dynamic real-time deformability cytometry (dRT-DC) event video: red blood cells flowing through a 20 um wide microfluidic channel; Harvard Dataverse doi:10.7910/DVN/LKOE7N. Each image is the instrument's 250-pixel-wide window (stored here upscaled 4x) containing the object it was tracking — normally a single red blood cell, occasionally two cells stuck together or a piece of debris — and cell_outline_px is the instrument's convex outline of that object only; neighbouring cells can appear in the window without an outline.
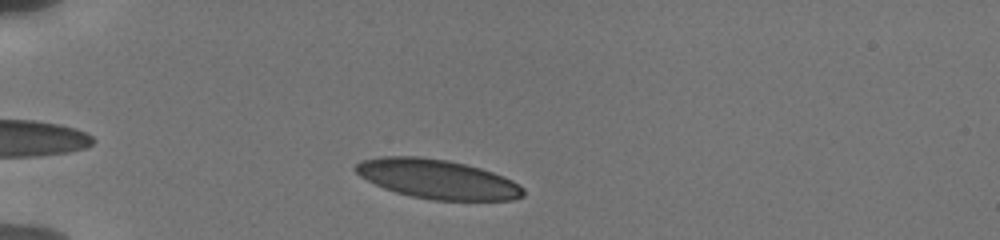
{"species": "human", "species_latin": "Homo sapiens", "temperature_condition": "cold", "stored_images_in_passage": 26, "camera_frame_rate_fps": 3000, "um_per_image_px": 0.085, "donor": {"sex": "male"}, "frame": {"image": 1, "passage_image": 4, "time_ms": 1.0, "image_size_px": [1000, 240], "cell_outline_px": [[524, 196], [512, 200], [432, 200], [412, 196], [396, 192], [384, 188], [360, 176], [352, 168], [360, 160], [380, 156], [416, 156], [448, 160], [480, 168], [504, 176], [512, 180], [524, 188]], "centroid_in_image_um": [37.16, 15.21], "position_along_channel_um": 47.8, "area_um2": 38.38}}
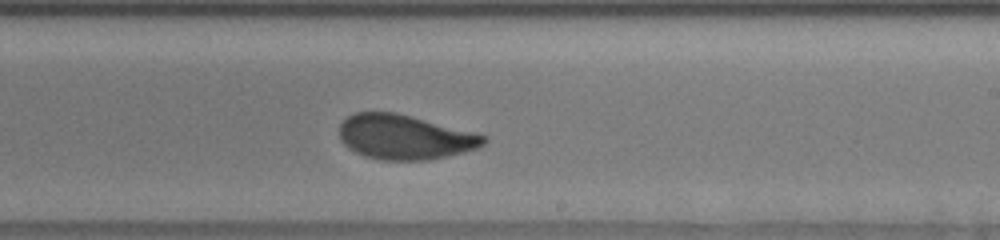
{"frame": {"image": 2, "passage_image": 23, "time_ms": 7.333, "image_size_px": [1000, 240], "cell_outline_px": [[488, 140], [484, 144], [476, 148], [464, 152], [428, 160], [380, 160], [364, 156], [348, 148], [340, 140], [340, 124], [348, 116], [356, 112], [396, 112], [476, 132], [488, 136]], "centroid_in_image_um": [34.42, 11.65], "position_along_channel_um": 254.6, "area_um2": 37.74}}
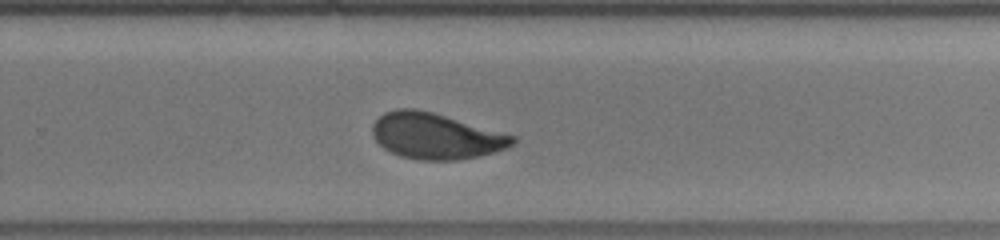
{"frame": {"image": 3, "passage_image": 26, "time_ms": 8.333, "image_size_px": [1000, 240], "cell_outline_px": [[516, 144], [508, 148], [496, 152], [456, 160], [420, 160], [400, 156], [384, 148], [372, 136], [372, 124], [384, 112], [396, 108], [416, 108], [432, 112], [516, 136]], "centroid_in_image_um": [37.04, 11.56], "position_along_channel_um": 292.8, "area_um2": 37.51}}